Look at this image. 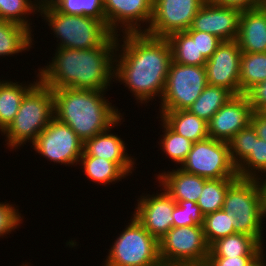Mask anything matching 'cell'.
I'll return each instance as SVG.
<instances>
[{"mask_svg": "<svg viewBox=\"0 0 266 266\" xmlns=\"http://www.w3.org/2000/svg\"><path fill=\"white\" fill-rule=\"evenodd\" d=\"M171 62L167 38L144 32L117 35L114 80L122 82L141 105L162 98Z\"/></svg>", "mask_w": 266, "mask_h": 266, "instance_id": "6da1fadb", "label": "cell"}, {"mask_svg": "<svg viewBox=\"0 0 266 266\" xmlns=\"http://www.w3.org/2000/svg\"><path fill=\"white\" fill-rule=\"evenodd\" d=\"M116 47L117 35L113 34L97 48H56L52 62L38 69L39 80L50 89L108 91L115 81Z\"/></svg>", "mask_w": 266, "mask_h": 266, "instance_id": "7a4b0ae2", "label": "cell"}, {"mask_svg": "<svg viewBox=\"0 0 266 266\" xmlns=\"http://www.w3.org/2000/svg\"><path fill=\"white\" fill-rule=\"evenodd\" d=\"M52 93L54 117L83 142L124 121L118 108L104 97L106 91L62 88L52 89Z\"/></svg>", "mask_w": 266, "mask_h": 266, "instance_id": "3957f363", "label": "cell"}, {"mask_svg": "<svg viewBox=\"0 0 266 266\" xmlns=\"http://www.w3.org/2000/svg\"><path fill=\"white\" fill-rule=\"evenodd\" d=\"M53 118L52 89L39 80L25 94L14 121L1 135L6 137L7 147L16 150L27 142L33 144Z\"/></svg>", "mask_w": 266, "mask_h": 266, "instance_id": "277c9868", "label": "cell"}, {"mask_svg": "<svg viewBox=\"0 0 266 266\" xmlns=\"http://www.w3.org/2000/svg\"><path fill=\"white\" fill-rule=\"evenodd\" d=\"M42 19L57 38L56 48L90 49L103 45L114 33L101 20L83 15H66L49 2L40 5Z\"/></svg>", "mask_w": 266, "mask_h": 266, "instance_id": "5b68a950", "label": "cell"}, {"mask_svg": "<svg viewBox=\"0 0 266 266\" xmlns=\"http://www.w3.org/2000/svg\"><path fill=\"white\" fill-rule=\"evenodd\" d=\"M222 210L229 216L230 226L236 233L252 236L259 244L264 243L262 224L265 216L255 179L238 177L228 187Z\"/></svg>", "mask_w": 266, "mask_h": 266, "instance_id": "8992f818", "label": "cell"}, {"mask_svg": "<svg viewBox=\"0 0 266 266\" xmlns=\"http://www.w3.org/2000/svg\"><path fill=\"white\" fill-rule=\"evenodd\" d=\"M129 221L111 244L102 266H163L158 240L133 215Z\"/></svg>", "mask_w": 266, "mask_h": 266, "instance_id": "52a82bcc", "label": "cell"}, {"mask_svg": "<svg viewBox=\"0 0 266 266\" xmlns=\"http://www.w3.org/2000/svg\"><path fill=\"white\" fill-rule=\"evenodd\" d=\"M159 243V257L163 266H205L209 245L202 225L172 227Z\"/></svg>", "mask_w": 266, "mask_h": 266, "instance_id": "ba28073f", "label": "cell"}, {"mask_svg": "<svg viewBox=\"0 0 266 266\" xmlns=\"http://www.w3.org/2000/svg\"><path fill=\"white\" fill-rule=\"evenodd\" d=\"M208 85L205 66L171 62L160 111L188 110Z\"/></svg>", "mask_w": 266, "mask_h": 266, "instance_id": "9c48e42d", "label": "cell"}, {"mask_svg": "<svg viewBox=\"0 0 266 266\" xmlns=\"http://www.w3.org/2000/svg\"><path fill=\"white\" fill-rule=\"evenodd\" d=\"M179 168L206 179L238 178L230 158L229 143L209 137L193 143Z\"/></svg>", "mask_w": 266, "mask_h": 266, "instance_id": "30bf717a", "label": "cell"}, {"mask_svg": "<svg viewBox=\"0 0 266 266\" xmlns=\"http://www.w3.org/2000/svg\"><path fill=\"white\" fill-rule=\"evenodd\" d=\"M84 142L66 124L55 117L40 132L36 141L31 145L33 149L51 162L65 166L79 163L83 154Z\"/></svg>", "mask_w": 266, "mask_h": 266, "instance_id": "8fae6325", "label": "cell"}, {"mask_svg": "<svg viewBox=\"0 0 266 266\" xmlns=\"http://www.w3.org/2000/svg\"><path fill=\"white\" fill-rule=\"evenodd\" d=\"M207 0H154L147 35L167 38L190 28L193 18Z\"/></svg>", "mask_w": 266, "mask_h": 266, "instance_id": "7c38bea8", "label": "cell"}, {"mask_svg": "<svg viewBox=\"0 0 266 266\" xmlns=\"http://www.w3.org/2000/svg\"><path fill=\"white\" fill-rule=\"evenodd\" d=\"M153 1L103 0L106 25L116 35L121 32L122 34L145 32L152 19Z\"/></svg>", "mask_w": 266, "mask_h": 266, "instance_id": "4fadbf2b", "label": "cell"}, {"mask_svg": "<svg viewBox=\"0 0 266 266\" xmlns=\"http://www.w3.org/2000/svg\"><path fill=\"white\" fill-rule=\"evenodd\" d=\"M242 51L238 42L222 41L205 63L207 83L224 87L234 95H240V58Z\"/></svg>", "mask_w": 266, "mask_h": 266, "instance_id": "5bb4252c", "label": "cell"}, {"mask_svg": "<svg viewBox=\"0 0 266 266\" xmlns=\"http://www.w3.org/2000/svg\"><path fill=\"white\" fill-rule=\"evenodd\" d=\"M160 192L152 195L142 193L132 214L158 241L173 227L172 212L176 205L164 188H160Z\"/></svg>", "mask_w": 266, "mask_h": 266, "instance_id": "9a60e30c", "label": "cell"}, {"mask_svg": "<svg viewBox=\"0 0 266 266\" xmlns=\"http://www.w3.org/2000/svg\"><path fill=\"white\" fill-rule=\"evenodd\" d=\"M241 12L237 8L220 6L207 0L188 30L207 32L222 41H234L238 37Z\"/></svg>", "mask_w": 266, "mask_h": 266, "instance_id": "2e32d148", "label": "cell"}, {"mask_svg": "<svg viewBox=\"0 0 266 266\" xmlns=\"http://www.w3.org/2000/svg\"><path fill=\"white\" fill-rule=\"evenodd\" d=\"M253 110L245 94L234 95L207 122L209 138L229 142L250 124Z\"/></svg>", "mask_w": 266, "mask_h": 266, "instance_id": "e0dca14e", "label": "cell"}, {"mask_svg": "<svg viewBox=\"0 0 266 266\" xmlns=\"http://www.w3.org/2000/svg\"><path fill=\"white\" fill-rule=\"evenodd\" d=\"M109 128L84 142L82 156L105 158L116 163L128 176L134 171L135 158L127 153L126 143Z\"/></svg>", "mask_w": 266, "mask_h": 266, "instance_id": "ac0fdd59", "label": "cell"}, {"mask_svg": "<svg viewBox=\"0 0 266 266\" xmlns=\"http://www.w3.org/2000/svg\"><path fill=\"white\" fill-rule=\"evenodd\" d=\"M236 41L242 52H266V15L260 7L241 12Z\"/></svg>", "mask_w": 266, "mask_h": 266, "instance_id": "d6986e66", "label": "cell"}, {"mask_svg": "<svg viewBox=\"0 0 266 266\" xmlns=\"http://www.w3.org/2000/svg\"><path fill=\"white\" fill-rule=\"evenodd\" d=\"M159 183L158 187L164 190L175 201H192L197 203L200 194L202 193L206 178L195 174L187 173L180 169H172V171L159 172L156 177Z\"/></svg>", "mask_w": 266, "mask_h": 266, "instance_id": "ffe728a7", "label": "cell"}, {"mask_svg": "<svg viewBox=\"0 0 266 266\" xmlns=\"http://www.w3.org/2000/svg\"><path fill=\"white\" fill-rule=\"evenodd\" d=\"M22 84L10 80H0V133L2 134L14 121L25 94L39 81Z\"/></svg>", "mask_w": 266, "mask_h": 266, "instance_id": "44dd1931", "label": "cell"}, {"mask_svg": "<svg viewBox=\"0 0 266 266\" xmlns=\"http://www.w3.org/2000/svg\"><path fill=\"white\" fill-rule=\"evenodd\" d=\"M160 118L177 134L193 143L209 137L208 124L188 110L159 111Z\"/></svg>", "mask_w": 266, "mask_h": 266, "instance_id": "7402d4cb", "label": "cell"}, {"mask_svg": "<svg viewBox=\"0 0 266 266\" xmlns=\"http://www.w3.org/2000/svg\"><path fill=\"white\" fill-rule=\"evenodd\" d=\"M263 248L265 247L259 244L252 236L235 233L213 242L209 246L208 258L257 256Z\"/></svg>", "mask_w": 266, "mask_h": 266, "instance_id": "603a6c76", "label": "cell"}, {"mask_svg": "<svg viewBox=\"0 0 266 266\" xmlns=\"http://www.w3.org/2000/svg\"><path fill=\"white\" fill-rule=\"evenodd\" d=\"M172 61L181 65L205 66L207 60L198 53L197 30L176 32L167 37Z\"/></svg>", "mask_w": 266, "mask_h": 266, "instance_id": "cb8c5ba5", "label": "cell"}, {"mask_svg": "<svg viewBox=\"0 0 266 266\" xmlns=\"http://www.w3.org/2000/svg\"><path fill=\"white\" fill-rule=\"evenodd\" d=\"M32 33L22 25L0 19V57L29 51L33 47Z\"/></svg>", "mask_w": 266, "mask_h": 266, "instance_id": "d4e9b609", "label": "cell"}, {"mask_svg": "<svg viewBox=\"0 0 266 266\" xmlns=\"http://www.w3.org/2000/svg\"><path fill=\"white\" fill-rule=\"evenodd\" d=\"M84 167L82 172L95 184L107 185L121 181L128 176L116 163L105 158L94 156H81L79 166Z\"/></svg>", "mask_w": 266, "mask_h": 266, "instance_id": "484cf974", "label": "cell"}, {"mask_svg": "<svg viewBox=\"0 0 266 266\" xmlns=\"http://www.w3.org/2000/svg\"><path fill=\"white\" fill-rule=\"evenodd\" d=\"M233 96L234 94L224 87L208 84L188 111L208 122Z\"/></svg>", "mask_w": 266, "mask_h": 266, "instance_id": "4316f807", "label": "cell"}, {"mask_svg": "<svg viewBox=\"0 0 266 266\" xmlns=\"http://www.w3.org/2000/svg\"><path fill=\"white\" fill-rule=\"evenodd\" d=\"M266 80V52L245 53L240 58V94Z\"/></svg>", "mask_w": 266, "mask_h": 266, "instance_id": "83f0119b", "label": "cell"}, {"mask_svg": "<svg viewBox=\"0 0 266 266\" xmlns=\"http://www.w3.org/2000/svg\"><path fill=\"white\" fill-rule=\"evenodd\" d=\"M237 178L208 179L203 186L197 204L203 215L222 209L228 187Z\"/></svg>", "mask_w": 266, "mask_h": 266, "instance_id": "f1b7e54d", "label": "cell"}, {"mask_svg": "<svg viewBox=\"0 0 266 266\" xmlns=\"http://www.w3.org/2000/svg\"><path fill=\"white\" fill-rule=\"evenodd\" d=\"M40 5L39 0H0V19L22 25L32 32L28 16L37 14Z\"/></svg>", "mask_w": 266, "mask_h": 266, "instance_id": "f546056e", "label": "cell"}, {"mask_svg": "<svg viewBox=\"0 0 266 266\" xmlns=\"http://www.w3.org/2000/svg\"><path fill=\"white\" fill-rule=\"evenodd\" d=\"M159 121H161L160 124L163 123L162 128L164 130L162 132H165L162 136L160 135L162 137L160 139L161 142L158 144L160 145V150L166 153L167 158H170L177 166H180L192 149L193 142L177 134L162 119Z\"/></svg>", "mask_w": 266, "mask_h": 266, "instance_id": "4dcf8cb0", "label": "cell"}, {"mask_svg": "<svg viewBox=\"0 0 266 266\" xmlns=\"http://www.w3.org/2000/svg\"><path fill=\"white\" fill-rule=\"evenodd\" d=\"M49 3L63 14L94 17L106 24L103 0H50Z\"/></svg>", "mask_w": 266, "mask_h": 266, "instance_id": "1f68e13d", "label": "cell"}, {"mask_svg": "<svg viewBox=\"0 0 266 266\" xmlns=\"http://www.w3.org/2000/svg\"><path fill=\"white\" fill-rule=\"evenodd\" d=\"M240 178L256 179L266 173V142L257 137L249 155L236 167ZM261 172V173H260Z\"/></svg>", "mask_w": 266, "mask_h": 266, "instance_id": "d6a6232c", "label": "cell"}, {"mask_svg": "<svg viewBox=\"0 0 266 266\" xmlns=\"http://www.w3.org/2000/svg\"><path fill=\"white\" fill-rule=\"evenodd\" d=\"M202 227L209 246L220 238L236 233L230 226L229 216L222 209L204 215Z\"/></svg>", "mask_w": 266, "mask_h": 266, "instance_id": "836d02e7", "label": "cell"}, {"mask_svg": "<svg viewBox=\"0 0 266 266\" xmlns=\"http://www.w3.org/2000/svg\"><path fill=\"white\" fill-rule=\"evenodd\" d=\"M257 137L256 130L249 124L246 128L238 131L228 142L230 158L236 167L249 155Z\"/></svg>", "mask_w": 266, "mask_h": 266, "instance_id": "e575fe53", "label": "cell"}, {"mask_svg": "<svg viewBox=\"0 0 266 266\" xmlns=\"http://www.w3.org/2000/svg\"><path fill=\"white\" fill-rule=\"evenodd\" d=\"M172 212L173 227L203 225L204 215L197 203L192 201H175Z\"/></svg>", "mask_w": 266, "mask_h": 266, "instance_id": "d590c367", "label": "cell"}, {"mask_svg": "<svg viewBox=\"0 0 266 266\" xmlns=\"http://www.w3.org/2000/svg\"><path fill=\"white\" fill-rule=\"evenodd\" d=\"M15 204L0 202V237L11 234L12 231L19 228L23 221L21 213L18 212V206Z\"/></svg>", "mask_w": 266, "mask_h": 266, "instance_id": "8d00e7d4", "label": "cell"}, {"mask_svg": "<svg viewBox=\"0 0 266 266\" xmlns=\"http://www.w3.org/2000/svg\"><path fill=\"white\" fill-rule=\"evenodd\" d=\"M221 42L222 40L213 34L197 31L198 53H201L206 60L212 56Z\"/></svg>", "mask_w": 266, "mask_h": 266, "instance_id": "74e56055", "label": "cell"}, {"mask_svg": "<svg viewBox=\"0 0 266 266\" xmlns=\"http://www.w3.org/2000/svg\"><path fill=\"white\" fill-rule=\"evenodd\" d=\"M245 95L253 111H261L266 106V80L254 85Z\"/></svg>", "mask_w": 266, "mask_h": 266, "instance_id": "f35d334b", "label": "cell"}, {"mask_svg": "<svg viewBox=\"0 0 266 266\" xmlns=\"http://www.w3.org/2000/svg\"><path fill=\"white\" fill-rule=\"evenodd\" d=\"M255 256L207 258L205 266H247Z\"/></svg>", "mask_w": 266, "mask_h": 266, "instance_id": "ab89813d", "label": "cell"}, {"mask_svg": "<svg viewBox=\"0 0 266 266\" xmlns=\"http://www.w3.org/2000/svg\"><path fill=\"white\" fill-rule=\"evenodd\" d=\"M214 4L237 8L241 11L260 7L264 0H209Z\"/></svg>", "mask_w": 266, "mask_h": 266, "instance_id": "60d3db41", "label": "cell"}, {"mask_svg": "<svg viewBox=\"0 0 266 266\" xmlns=\"http://www.w3.org/2000/svg\"><path fill=\"white\" fill-rule=\"evenodd\" d=\"M250 124L256 130L257 136L266 142V116L260 111H253Z\"/></svg>", "mask_w": 266, "mask_h": 266, "instance_id": "b9f144b4", "label": "cell"}, {"mask_svg": "<svg viewBox=\"0 0 266 266\" xmlns=\"http://www.w3.org/2000/svg\"><path fill=\"white\" fill-rule=\"evenodd\" d=\"M261 176L257 177L255 180L257 181V184L260 189L262 210H263L264 216L266 217V173Z\"/></svg>", "mask_w": 266, "mask_h": 266, "instance_id": "7bdbcfd3", "label": "cell"}, {"mask_svg": "<svg viewBox=\"0 0 266 266\" xmlns=\"http://www.w3.org/2000/svg\"><path fill=\"white\" fill-rule=\"evenodd\" d=\"M263 253L264 249L247 266H266V256Z\"/></svg>", "mask_w": 266, "mask_h": 266, "instance_id": "ee69618b", "label": "cell"}, {"mask_svg": "<svg viewBox=\"0 0 266 266\" xmlns=\"http://www.w3.org/2000/svg\"><path fill=\"white\" fill-rule=\"evenodd\" d=\"M260 8L264 11L265 15H266V0H264L261 5Z\"/></svg>", "mask_w": 266, "mask_h": 266, "instance_id": "f6af8a7d", "label": "cell"}, {"mask_svg": "<svg viewBox=\"0 0 266 266\" xmlns=\"http://www.w3.org/2000/svg\"><path fill=\"white\" fill-rule=\"evenodd\" d=\"M260 112L266 116V106Z\"/></svg>", "mask_w": 266, "mask_h": 266, "instance_id": "bcb514c9", "label": "cell"}, {"mask_svg": "<svg viewBox=\"0 0 266 266\" xmlns=\"http://www.w3.org/2000/svg\"><path fill=\"white\" fill-rule=\"evenodd\" d=\"M50 0H39L40 4H43V3H47L49 2Z\"/></svg>", "mask_w": 266, "mask_h": 266, "instance_id": "7dc6e473", "label": "cell"}, {"mask_svg": "<svg viewBox=\"0 0 266 266\" xmlns=\"http://www.w3.org/2000/svg\"><path fill=\"white\" fill-rule=\"evenodd\" d=\"M28 264L29 263H26V264L23 263L21 266H30V265H32V264H29V265Z\"/></svg>", "mask_w": 266, "mask_h": 266, "instance_id": "c3c4849f", "label": "cell"}]
</instances>
